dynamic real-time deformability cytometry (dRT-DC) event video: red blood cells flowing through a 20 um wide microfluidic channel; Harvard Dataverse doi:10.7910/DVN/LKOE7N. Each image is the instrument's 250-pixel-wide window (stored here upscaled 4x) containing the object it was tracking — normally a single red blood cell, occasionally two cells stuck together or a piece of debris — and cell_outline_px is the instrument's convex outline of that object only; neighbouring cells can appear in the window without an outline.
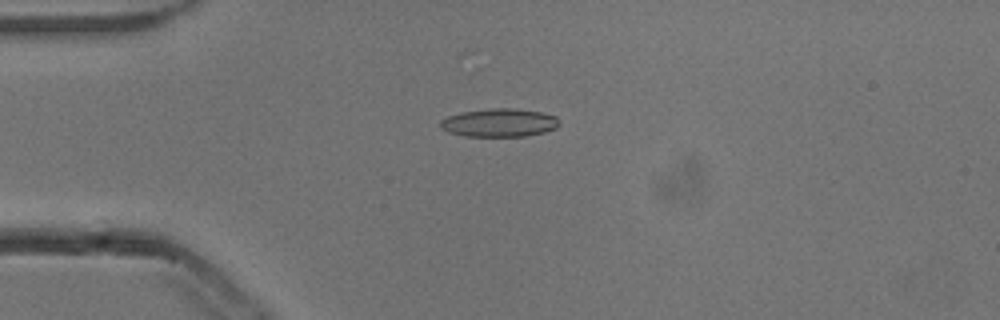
{"species": "common noctule bat (a hibernating species)", "species_latin": "Nyctalus noctula", "temperature_condition": "cold", "stored_images_in_passage": 42, "camera_frame_rate_fps": 3000, "um_per_image_px": 0.085, "animal": {"sex": "male", "body_mass_g": 13.3}, "frame": {"image": 1, "passage_image": 2, "time_ms": 0.333, "image_size_px": [1000, 320], "cell_outline_px": [[560, 124], [556, 128], [544, 132], [524, 136], [464, 136], [448, 132], [440, 128], [440, 120], [448, 116], [464, 112], [488, 108], [512, 108], [540, 112], [556, 116], [560, 120]], "centroid_in_image_um": [42.44, 10.43], "position_along_channel_um": 42.6, "area_um2": 19.59}}
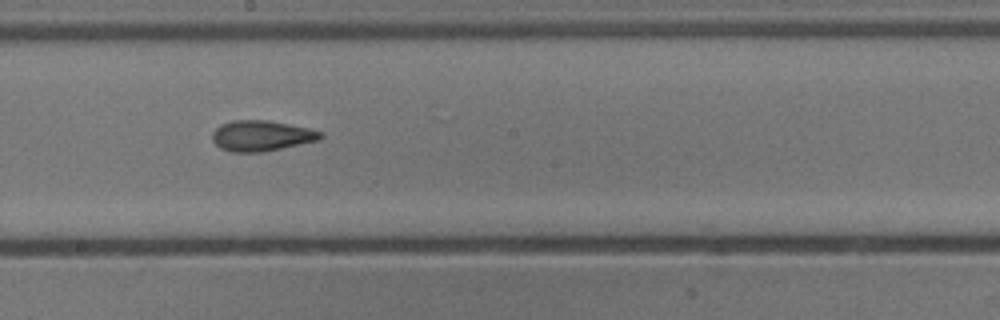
{"frame": {"image": 2, "passage_image": 18, "time_ms": 5.667, "image_size_px": [1000, 320], "cell_outline_px": [[324, 136], [320, 140], [264, 152], [232, 152], [220, 148], [212, 140], [212, 132], [220, 124], [232, 120], [268, 120], [308, 128], [320, 132]], "centroid_in_image_um": [22.2, 11.54], "position_along_channel_um": 226.0, "area_um2": 19.36}}
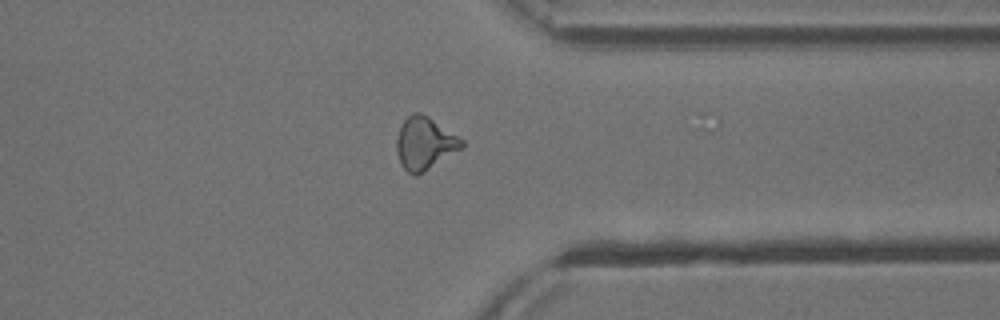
{"frame": {"image": 3, "passage_image": 30, "time_ms": 9.667, "image_size_px": [1000, 320], "cell_outline_px": [[464, 148], [416, 176], [412, 176], [400, 164], [396, 152], [396, 140], [400, 128], [404, 120], [412, 112], [420, 112], [428, 116], [464, 140]], "centroid_in_image_um": [36.1, 12.2], "position_along_channel_um": 375.3, "area_um2": 20.06}, "authors_computed_cell_mechanics": {"area_um2": 18.785, "velocity_mm_per_s": 3.8482, "shape_relaxation_time_tau1_ms": 9.217, "shape_relaxation_time_tau2_ms": 2.4754, "deformation_change_tau1": 0.2242, "deformation_change_tau2": 0.1092}}